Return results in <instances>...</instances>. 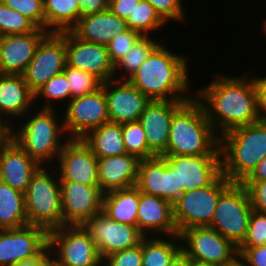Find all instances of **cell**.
Returning a JSON list of instances; mask_svg holds the SVG:
<instances>
[{
  "instance_id": "cell-5",
  "label": "cell",
  "mask_w": 266,
  "mask_h": 266,
  "mask_svg": "<svg viewBox=\"0 0 266 266\" xmlns=\"http://www.w3.org/2000/svg\"><path fill=\"white\" fill-rule=\"evenodd\" d=\"M54 110L41 108L18 131L12 126L11 138L41 166L55 156L58 159L65 144L61 142V134L66 135L64 123H59Z\"/></svg>"
},
{
  "instance_id": "cell-45",
  "label": "cell",
  "mask_w": 266,
  "mask_h": 266,
  "mask_svg": "<svg viewBox=\"0 0 266 266\" xmlns=\"http://www.w3.org/2000/svg\"><path fill=\"white\" fill-rule=\"evenodd\" d=\"M238 253L244 266H266V245L238 248Z\"/></svg>"
},
{
  "instance_id": "cell-42",
  "label": "cell",
  "mask_w": 266,
  "mask_h": 266,
  "mask_svg": "<svg viewBox=\"0 0 266 266\" xmlns=\"http://www.w3.org/2000/svg\"><path fill=\"white\" fill-rule=\"evenodd\" d=\"M142 241L139 245L112 253L103 259L105 266H142ZM105 262V263H104Z\"/></svg>"
},
{
  "instance_id": "cell-38",
  "label": "cell",
  "mask_w": 266,
  "mask_h": 266,
  "mask_svg": "<svg viewBox=\"0 0 266 266\" xmlns=\"http://www.w3.org/2000/svg\"><path fill=\"white\" fill-rule=\"evenodd\" d=\"M68 79L64 73L53 76L47 83H45L36 93L35 100L41 95L47 100L41 108H54V101L65 100L70 101V87ZM53 100V101H52ZM51 103V104H50Z\"/></svg>"
},
{
  "instance_id": "cell-36",
  "label": "cell",
  "mask_w": 266,
  "mask_h": 266,
  "mask_svg": "<svg viewBox=\"0 0 266 266\" xmlns=\"http://www.w3.org/2000/svg\"><path fill=\"white\" fill-rule=\"evenodd\" d=\"M70 87V100L99 90L103 82L86 71L65 66L63 71Z\"/></svg>"
},
{
  "instance_id": "cell-15",
  "label": "cell",
  "mask_w": 266,
  "mask_h": 266,
  "mask_svg": "<svg viewBox=\"0 0 266 266\" xmlns=\"http://www.w3.org/2000/svg\"><path fill=\"white\" fill-rule=\"evenodd\" d=\"M177 170L178 198L186 191L207 187L221 174V155H162Z\"/></svg>"
},
{
  "instance_id": "cell-48",
  "label": "cell",
  "mask_w": 266,
  "mask_h": 266,
  "mask_svg": "<svg viewBox=\"0 0 266 266\" xmlns=\"http://www.w3.org/2000/svg\"><path fill=\"white\" fill-rule=\"evenodd\" d=\"M255 86L258 93V115L262 122H266V77H256Z\"/></svg>"
},
{
  "instance_id": "cell-6",
  "label": "cell",
  "mask_w": 266,
  "mask_h": 266,
  "mask_svg": "<svg viewBox=\"0 0 266 266\" xmlns=\"http://www.w3.org/2000/svg\"><path fill=\"white\" fill-rule=\"evenodd\" d=\"M48 169L41 166L33 175L25 192V208L28 225L49 233L63 226V211L60 178L57 180Z\"/></svg>"
},
{
  "instance_id": "cell-22",
  "label": "cell",
  "mask_w": 266,
  "mask_h": 266,
  "mask_svg": "<svg viewBox=\"0 0 266 266\" xmlns=\"http://www.w3.org/2000/svg\"><path fill=\"white\" fill-rule=\"evenodd\" d=\"M49 32L36 28L25 34L0 37V73L22 75L33 59L37 46Z\"/></svg>"
},
{
  "instance_id": "cell-24",
  "label": "cell",
  "mask_w": 266,
  "mask_h": 266,
  "mask_svg": "<svg viewBox=\"0 0 266 266\" xmlns=\"http://www.w3.org/2000/svg\"><path fill=\"white\" fill-rule=\"evenodd\" d=\"M137 227L145 237L150 231L166 236L179 235L173 218V205L161 197L142 192L137 210Z\"/></svg>"
},
{
  "instance_id": "cell-14",
  "label": "cell",
  "mask_w": 266,
  "mask_h": 266,
  "mask_svg": "<svg viewBox=\"0 0 266 266\" xmlns=\"http://www.w3.org/2000/svg\"><path fill=\"white\" fill-rule=\"evenodd\" d=\"M48 235L33 225L0 229V266H14L39 256L48 247Z\"/></svg>"
},
{
  "instance_id": "cell-21",
  "label": "cell",
  "mask_w": 266,
  "mask_h": 266,
  "mask_svg": "<svg viewBox=\"0 0 266 266\" xmlns=\"http://www.w3.org/2000/svg\"><path fill=\"white\" fill-rule=\"evenodd\" d=\"M188 100H152L139 118L149 150L155 156L167 151L169 131L174 113Z\"/></svg>"
},
{
  "instance_id": "cell-11",
  "label": "cell",
  "mask_w": 266,
  "mask_h": 266,
  "mask_svg": "<svg viewBox=\"0 0 266 266\" xmlns=\"http://www.w3.org/2000/svg\"><path fill=\"white\" fill-rule=\"evenodd\" d=\"M65 66V31L49 32L37 46L22 76L35 94L53 76L63 73Z\"/></svg>"
},
{
  "instance_id": "cell-47",
  "label": "cell",
  "mask_w": 266,
  "mask_h": 266,
  "mask_svg": "<svg viewBox=\"0 0 266 266\" xmlns=\"http://www.w3.org/2000/svg\"><path fill=\"white\" fill-rule=\"evenodd\" d=\"M110 0H79L80 17L109 9Z\"/></svg>"
},
{
  "instance_id": "cell-28",
  "label": "cell",
  "mask_w": 266,
  "mask_h": 266,
  "mask_svg": "<svg viewBox=\"0 0 266 266\" xmlns=\"http://www.w3.org/2000/svg\"><path fill=\"white\" fill-rule=\"evenodd\" d=\"M140 191L136 186L103 194L102 212L116 222L137 226Z\"/></svg>"
},
{
  "instance_id": "cell-13",
  "label": "cell",
  "mask_w": 266,
  "mask_h": 266,
  "mask_svg": "<svg viewBox=\"0 0 266 266\" xmlns=\"http://www.w3.org/2000/svg\"><path fill=\"white\" fill-rule=\"evenodd\" d=\"M103 260L108 255L139 245L145 237L127 223L116 222L102 211L83 224Z\"/></svg>"
},
{
  "instance_id": "cell-27",
  "label": "cell",
  "mask_w": 266,
  "mask_h": 266,
  "mask_svg": "<svg viewBox=\"0 0 266 266\" xmlns=\"http://www.w3.org/2000/svg\"><path fill=\"white\" fill-rule=\"evenodd\" d=\"M31 91L22 75L0 73V114L2 116H25L35 103Z\"/></svg>"
},
{
  "instance_id": "cell-52",
  "label": "cell",
  "mask_w": 266,
  "mask_h": 266,
  "mask_svg": "<svg viewBox=\"0 0 266 266\" xmlns=\"http://www.w3.org/2000/svg\"><path fill=\"white\" fill-rule=\"evenodd\" d=\"M193 261L180 250L169 263V266H192Z\"/></svg>"
},
{
  "instance_id": "cell-30",
  "label": "cell",
  "mask_w": 266,
  "mask_h": 266,
  "mask_svg": "<svg viewBox=\"0 0 266 266\" xmlns=\"http://www.w3.org/2000/svg\"><path fill=\"white\" fill-rule=\"evenodd\" d=\"M26 225L25 193L0 181V229L21 228Z\"/></svg>"
},
{
  "instance_id": "cell-16",
  "label": "cell",
  "mask_w": 266,
  "mask_h": 266,
  "mask_svg": "<svg viewBox=\"0 0 266 266\" xmlns=\"http://www.w3.org/2000/svg\"><path fill=\"white\" fill-rule=\"evenodd\" d=\"M58 157L60 181L99 186L97 157L82 139L66 138Z\"/></svg>"
},
{
  "instance_id": "cell-26",
  "label": "cell",
  "mask_w": 266,
  "mask_h": 266,
  "mask_svg": "<svg viewBox=\"0 0 266 266\" xmlns=\"http://www.w3.org/2000/svg\"><path fill=\"white\" fill-rule=\"evenodd\" d=\"M128 25L109 9L80 17L69 30L75 37L88 42L107 45L115 35L127 31Z\"/></svg>"
},
{
  "instance_id": "cell-17",
  "label": "cell",
  "mask_w": 266,
  "mask_h": 266,
  "mask_svg": "<svg viewBox=\"0 0 266 266\" xmlns=\"http://www.w3.org/2000/svg\"><path fill=\"white\" fill-rule=\"evenodd\" d=\"M66 65L91 73L103 83L115 76L107 46L88 42L65 31Z\"/></svg>"
},
{
  "instance_id": "cell-18",
  "label": "cell",
  "mask_w": 266,
  "mask_h": 266,
  "mask_svg": "<svg viewBox=\"0 0 266 266\" xmlns=\"http://www.w3.org/2000/svg\"><path fill=\"white\" fill-rule=\"evenodd\" d=\"M123 80L111 79L102 84L111 123L124 124L139 121L144 109L151 102L128 80L125 78Z\"/></svg>"
},
{
  "instance_id": "cell-25",
  "label": "cell",
  "mask_w": 266,
  "mask_h": 266,
  "mask_svg": "<svg viewBox=\"0 0 266 266\" xmlns=\"http://www.w3.org/2000/svg\"><path fill=\"white\" fill-rule=\"evenodd\" d=\"M99 188L103 193L136 186L140 160L131 154L97 158Z\"/></svg>"
},
{
  "instance_id": "cell-53",
  "label": "cell",
  "mask_w": 266,
  "mask_h": 266,
  "mask_svg": "<svg viewBox=\"0 0 266 266\" xmlns=\"http://www.w3.org/2000/svg\"><path fill=\"white\" fill-rule=\"evenodd\" d=\"M229 266H244L243 263L238 259L235 263L229 265Z\"/></svg>"
},
{
  "instance_id": "cell-9",
  "label": "cell",
  "mask_w": 266,
  "mask_h": 266,
  "mask_svg": "<svg viewBox=\"0 0 266 266\" xmlns=\"http://www.w3.org/2000/svg\"><path fill=\"white\" fill-rule=\"evenodd\" d=\"M179 237L181 250L195 263L229 266L239 259L238 247L208 226L185 229Z\"/></svg>"
},
{
  "instance_id": "cell-32",
  "label": "cell",
  "mask_w": 266,
  "mask_h": 266,
  "mask_svg": "<svg viewBox=\"0 0 266 266\" xmlns=\"http://www.w3.org/2000/svg\"><path fill=\"white\" fill-rule=\"evenodd\" d=\"M155 237L153 239H150L151 237L142 239V266H169L171 260L181 250V244H177L180 237L179 235L170 236L173 241L175 239V242L171 239L166 240L161 237Z\"/></svg>"
},
{
  "instance_id": "cell-7",
  "label": "cell",
  "mask_w": 266,
  "mask_h": 266,
  "mask_svg": "<svg viewBox=\"0 0 266 266\" xmlns=\"http://www.w3.org/2000/svg\"><path fill=\"white\" fill-rule=\"evenodd\" d=\"M232 184L221 174L207 187L184 192L173 204L178 234L191 227L209 226L220 195Z\"/></svg>"
},
{
  "instance_id": "cell-35",
  "label": "cell",
  "mask_w": 266,
  "mask_h": 266,
  "mask_svg": "<svg viewBox=\"0 0 266 266\" xmlns=\"http://www.w3.org/2000/svg\"><path fill=\"white\" fill-rule=\"evenodd\" d=\"M122 136L128 154L139 160L155 156L148 148L146 135L139 121L122 124Z\"/></svg>"
},
{
  "instance_id": "cell-34",
  "label": "cell",
  "mask_w": 266,
  "mask_h": 266,
  "mask_svg": "<svg viewBox=\"0 0 266 266\" xmlns=\"http://www.w3.org/2000/svg\"><path fill=\"white\" fill-rule=\"evenodd\" d=\"M125 21L129 29L137 31L143 36H148L150 31L158 30L157 28L166 24L147 0H141Z\"/></svg>"
},
{
  "instance_id": "cell-19",
  "label": "cell",
  "mask_w": 266,
  "mask_h": 266,
  "mask_svg": "<svg viewBox=\"0 0 266 266\" xmlns=\"http://www.w3.org/2000/svg\"><path fill=\"white\" fill-rule=\"evenodd\" d=\"M63 225H83L102 211L103 192L99 186L60 181Z\"/></svg>"
},
{
  "instance_id": "cell-44",
  "label": "cell",
  "mask_w": 266,
  "mask_h": 266,
  "mask_svg": "<svg viewBox=\"0 0 266 266\" xmlns=\"http://www.w3.org/2000/svg\"><path fill=\"white\" fill-rule=\"evenodd\" d=\"M254 211L266 214V181H243Z\"/></svg>"
},
{
  "instance_id": "cell-2",
  "label": "cell",
  "mask_w": 266,
  "mask_h": 266,
  "mask_svg": "<svg viewBox=\"0 0 266 266\" xmlns=\"http://www.w3.org/2000/svg\"><path fill=\"white\" fill-rule=\"evenodd\" d=\"M187 60L159 43L128 81L151 101L190 100Z\"/></svg>"
},
{
  "instance_id": "cell-50",
  "label": "cell",
  "mask_w": 266,
  "mask_h": 266,
  "mask_svg": "<svg viewBox=\"0 0 266 266\" xmlns=\"http://www.w3.org/2000/svg\"><path fill=\"white\" fill-rule=\"evenodd\" d=\"M244 181H266V156Z\"/></svg>"
},
{
  "instance_id": "cell-33",
  "label": "cell",
  "mask_w": 266,
  "mask_h": 266,
  "mask_svg": "<svg viewBox=\"0 0 266 266\" xmlns=\"http://www.w3.org/2000/svg\"><path fill=\"white\" fill-rule=\"evenodd\" d=\"M158 44L159 42L151 39L149 35L142 36L130 51L114 65V74L117 76L116 71L122 69L127 74L121 77L129 80Z\"/></svg>"
},
{
  "instance_id": "cell-56",
  "label": "cell",
  "mask_w": 266,
  "mask_h": 266,
  "mask_svg": "<svg viewBox=\"0 0 266 266\" xmlns=\"http://www.w3.org/2000/svg\"><path fill=\"white\" fill-rule=\"evenodd\" d=\"M263 25H264V28H262V29H264L265 31V34H266V19L264 20V23H263Z\"/></svg>"
},
{
  "instance_id": "cell-23",
  "label": "cell",
  "mask_w": 266,
  "mask_h": 266,
  "mask_svg": "<svg viewBox=\"0 0 266 266\" xmlns=\"http://www.w3.org/2000/svg\"><path fill=\"white\" fill-rule=\"evenodd\" d=\"M41 165L12 138L0 145V181L25 193Z\"/></svg>"
},
{
  "instance_id": "cell-55",
  "label": "cell",
  "mask_w": 266,
  "mask_h": 266,
  "mask_svg": "<svg viewBox=\"0 0 266 266\" xmlns=\"http://www.w3.org/2000/svg\"><path fill=\"white\" fill-rule=\"evenodd\" d=\"M192 266H213V265L199 264V263L193 262V265Z\"/></svg>"
},
{
  "instance_id": "cell-41",
  "label": "cell",
  "mask_w": 266,
  "mask_h": 266,
  "mask_svg": "<svg viewBox=\"0 0 266 266\" xmlns=\"http://www.w3.org/2000/svg\"><path fill=\"white\" fill-rule=\"evenodd\" d=\"M266 245V214L252 211L247 234L238 248Z\"/></svg>"
},
{
  "instance_id": "cell-20",
  "label": "cell",
  "mask_w": 266,
  "mask_h": 266,
  "mask_svg": "<svg viewBox=\"0 0 266 266\" xmlns=\"http://www.w3.org/2000/svg\"><path fill=\"white\" fill-rule=\"evenodd\" d=\"M136 187L144 194L161 197L173 205L178 200L177 170L163 156L140 160Z\"/></svg>"
},
{
  "instance_id": "cell-4",
  "label": "cell",
  "mask_w": 266,
  "mask_h": 266,
  "mask_svg": "<svg viewBox=\"0 0 266 266\" xmlns=\"http://www.w3.org/2000/svg\"><path fill=\"white\" fill-rule=\"evenodd\" d=\"M222 174L242 183L266 156V122L258 121L219 137Z\"/></svg>"
},
{
  "instance_id": "cell-29",
  "label": "cell",
  "mask_w": 266,
  "mask_h": 266,
  "mask_svg": "<svg viewBox=\"0 0 266 266\" xmlns=\"http://www.w3.org/2000/svg\"><path fill=\"white\" fill-rule=\"evenodd\" d=\"M82 140L97 158L126 154L122 124L106 123L90 131Z\"/></svg>"
},
{
  "instance_id": "cell-31",
  "label": "cell",
  "mask_w": 266,
  "mask_h": 266,
  "mask_svg": "<svg viewBox=\"0 0 266 266\" xmlns=\"http://www.w3.org/2000/svg\"><path fill=\"white\" fill-rule=\"evenodd\" d=\"M43 9L48 32L69 31L79 20V0H43Z\"/></svg>"
},
{
  "instance_id": "cell-8",
  "label": "cell",
  "mask_w": 266,
  "mask_h": 266,
  "mask_svg": "<svg viewBox=\"0 0 266 266\" xmlns=\"http://www.w3.org/2000/svg\"><path fill=\"white\" fill-rule=\"evenodd\" d=\"M253 208L246 187L232 183L219 197L215 214L208 226L237 247L246 237Z\"/></svg>"
},
{
  "instance_id": "cell-12",
  "label": "cell",
  "mask_w": 266,
  "mask_h": 266,
  "mask_svg": "<svg viewBox=\"0 0 266 266\" xmlns=\"http://www.w3.org/2000/svg\"><path fill=\"white\" fill-rule=\"evenodd\" d=\"M66 103L65 118L62 120L69 139H82L90 131L110 122L102 87Z\"/></svg>"
},
{
  "instance_id": "cell-39",
  "label": "cell",
  "mask_w": 266,
  "mask_h": 266,
  "mask_svg": "<svg viewBox=\"0 0 266 266\" xmlns=\"http://www.w3.org/2000/svg\"><path fill=\"white\" fill-rule=\"evenodd\" d=\"M6 6L29 18L38 28L45 30L43 0H0Z\"/></svg>"
},
{
  "instance_id": "cell-46",
  "label": "cell",
  "mask_w": 266,
  "mask_h": 266,
  "mask_svg": "<svg viewBox=\"0 0 266 266\" xmlns=\"http://www.w3.org/2000/svg\"><path fill=\"white\" fill-rule=\"evenodd\" d=\"M141 0H110L109 10L121 19L126 20Z\"/></svg>"
},
{
  "instance_id": "cell-40",
  "label": "cell",
  "mask_w": 266,
  "mask_h": 266,
  "mask_svg": "<svg viewBox=\"0 0 266 266\" xmlns=\"http://www.w3.org/2000/svg\"><path fill=\"white\" fill-rule=\"evenodd\" d=\"M142 36L141 33L131 29L119 35H115L106 45L111 62L115 65L130 51Z\"/></svg>"
},
{
  "instance_id": "cell-43",
  "label": "cell",
  "mask_w": 266,
  "mask_h": 266,
  "mask_svg": "<svg viewBox=\"0 0 266 266\" xmlns=\"http://www.w3.org/2000/svg\"><path fill=\"white\" fill-rule=\"evenodd\" d=\"M160 15V17L168 22L169 19L179 22L186 21V15L183 11L182 0H147Z\"/></svg>"
},
{
  "instance_id": "cell-10",
  "label": "cell",
  "mask_w": 266,
  "mask_h": 266,
  "mask_svg": "<svg viewBox=\"0 0 266 266\" xmlns=\"http://www.w3.org/2000/svg\"><path fill=\"white\" fill-rule=\"evenodd\" d=\"M48 247L58 255L53 259L65 266H102L103 260L83 225H63L48 235ZM56 252V253H55ZM57 258V259H56Z\"/></svg>"
},
{
  "instance_id": "cell-49",
  "label": "cell",
  "mask_w": 266,
  "mask_h": 266,
  "mask_svg": "<svg viewBox=\"0 0 266 266\" xmlns=\"http://www.w3.org/2000/svg\"><path fill=\"white\" fill-rule=\"evenodd\" d=\"M49 251V252H48ZM49 247H47L39 256L19 262L14 266H51L52 258Z\"/></svg>"
},
{
  "instance_id": "cell-54",
  "label": "cell",
  "mask_w": 266,
  "mask_h": 266,
  "mask_svg": "<svg viewBox=\"0 0 266 266\" xmlns=\"http://www.w3.org/2000/svg\"><path fill=\"white\" fill-rule=\"evenodd\" d=\"M51 266H65V265L58 264V263L52 258Z\"/></svg>"
},
{
  "instance_id": "cell-3",
  "label": "cell",
  "mask_w": 266,
  "mask_h": 266,
  "mask_svg": "<svg viewBox=\"0 0 266 266\" xmlns=\"http://www.w3.org/2000/svg\"><path fill=\"white\" fill-rule=\"evenodd\" d=\"M163 155H220L219 135L195 97L174 113Z\"/></svg>"
},
{
  "instance_id": "cell-1",
  "label": "cell",
  "mask_w": 266,
  "mask_h": 266,
  "mask_svg": "<svg viewBox=\"0 0 266 266\" xmlns=\"http://www.w3.org/2000/svg\"><path fill=\"white\" fill-rule=\"evenodd\" d=\"M247 76L218 75L195 94L214 131L221 130L219 136L260 121L255 77L249 80Z\"/></svg>"
},
{
  "instance_id": "cell-51",
  "label": "cell",
  "mask_w": 266,
  "mask_h": 266,
  "mask_svg": "<svg viewBox=\"0 0 266 266\" xmlns=\"http://www.w3.org/2000/svg\"><path fill=\"white\" fill-rule=\"evenodd\" d=\"M4 117L0 114V145L6 143L11 139L12 128ZM6 123H5V122Z\"/></svg>"
},
{
  "instance_id": "cell-37",
  "label": "cell",
  "mask_w": 266,
  "mask_h": 266,
  "mask_svg": "<svg viewBox=\"0 0 266 266\" xmlns=\"http://www.w3.org/2000/svg\"><path fill=\"white\" fill-rule=\"evenodd\" d=\"M37 26L26 16L0 1V37L33 32Z\"/></svg>"
}]
</instances>
